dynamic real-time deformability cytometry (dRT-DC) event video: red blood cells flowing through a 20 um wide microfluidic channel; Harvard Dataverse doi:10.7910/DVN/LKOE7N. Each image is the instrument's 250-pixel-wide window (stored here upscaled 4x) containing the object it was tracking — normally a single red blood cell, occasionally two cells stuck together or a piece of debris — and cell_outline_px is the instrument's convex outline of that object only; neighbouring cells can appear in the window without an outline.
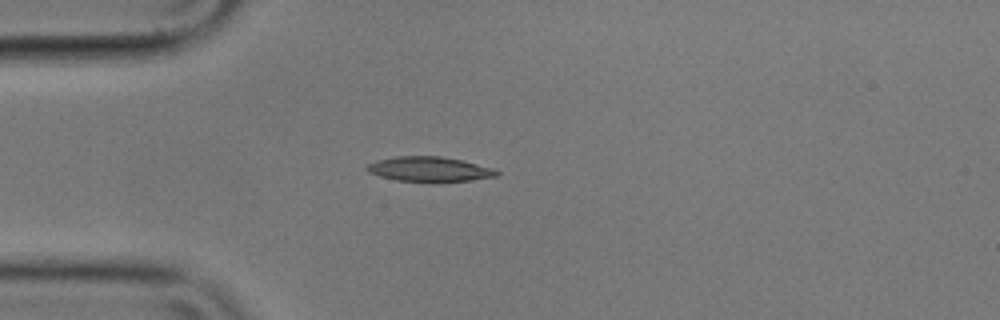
{"species": "common noctule bat (a hibernating species)", "species_latin": "Nyctalus noctula", "temperature_condition": "cold", "stored_images_in_passage": 7, "camera_frame_rate_fps": 3000, "um_per_image_px": 0.085, "animal": {"sex": "male", "body_mass_g": 17.9}, "frame": {"image": 1, "passage_image": 2, "time_ms": 0.333, "image_size_px": [1000, 320], "cell_outline_px": [[500, 176], [436, 184], [432, 184], [396, 180], [380, 176], [368, 172], [364, 168], [368, 164], [376, 160], [396, 156], [440, 156], [460, 160], [492, 168], [500, 172]], "centroid_in_image_um": [36.48, 14.41], "position_along_channel_um": 48.5, "area_um2": 19.31}}
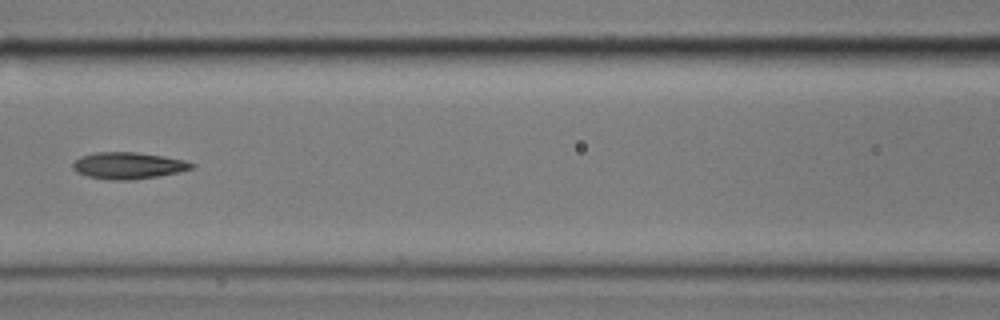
{"frame": {"image": 2, "passage_image": 5, "time_ms": 1.333, "image_size_px": [1000, 320], "cell_outline_px": [[196, 164], [192, 168], [176, 172], [156, 176], [132, 180], [108, 180], [88, 176], [76, 172], [72, 168], [72, 164], [80, 156], [96, 152], [136, 152], [164, 156], [184, 160]], "centroid_in_image_um": [10.86, 14.07], "position_along_channel_um": 155.7, "area_um2": 18.38}}
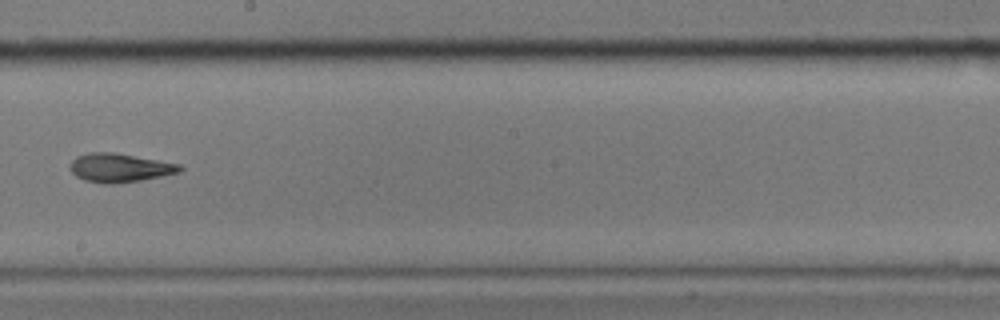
{"frame": {"image": 3, "passage_image": 7, "time_ms": 2.0, "image_size_px": [1000, 320], "cell_outline_px": [[184, 168], [180, 172], [140, 180], [112, 184], [104, 184], [84, 180], [76, 176], [72, 172], [72, 160], [76, 156], [88, 152], [116, 152], [180, 164]], "centroid_in_image_um": [10.18, 14.25], "position_along_channel_um": 238.0, "area_um2": 18.32}}